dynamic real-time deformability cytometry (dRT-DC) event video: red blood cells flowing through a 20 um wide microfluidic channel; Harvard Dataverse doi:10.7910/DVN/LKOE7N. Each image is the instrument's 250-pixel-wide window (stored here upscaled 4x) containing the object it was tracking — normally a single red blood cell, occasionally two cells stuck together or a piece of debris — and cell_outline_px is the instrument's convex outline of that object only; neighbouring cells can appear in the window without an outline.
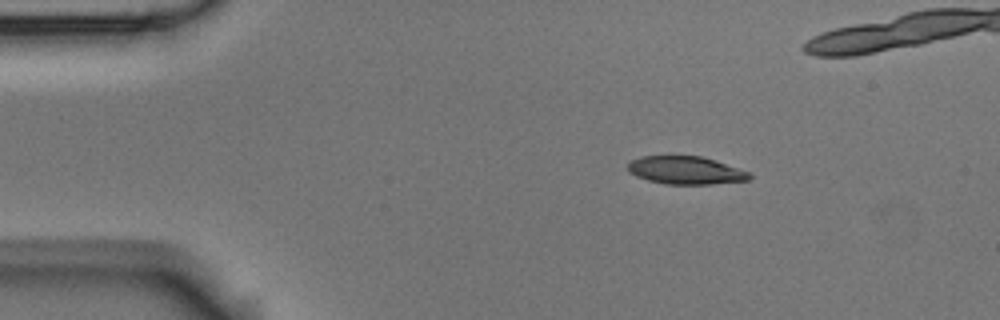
{"species": "Egyptian fruit bat (a non-hibernating species)", "species_latin": "Rousettus aegyptiacus", "temperature_condition": "room temperature", "stored_images_in_passage": 4, "camera_frame_rate_fps": 3000, "um_per_image_px": 0.085, "animal": {"sex": "male"}, "frame": {"image": 1, "passage_image": 1, "time_ms": 0.0, "image_size_px": [1000, 320], "cell_outline_px": [[752, 176], [748, 180], [712, 184], [664, 184], [648, 180], [636, 176], [628, 172], [628, 164], [632, 160], [640, 156], [700, 156], [716, 160], [752, 172]], "centroid_in_image_um": [58.31, 14.48], "position_along_channel_um": 26.7, "area_um2": 19.94}}